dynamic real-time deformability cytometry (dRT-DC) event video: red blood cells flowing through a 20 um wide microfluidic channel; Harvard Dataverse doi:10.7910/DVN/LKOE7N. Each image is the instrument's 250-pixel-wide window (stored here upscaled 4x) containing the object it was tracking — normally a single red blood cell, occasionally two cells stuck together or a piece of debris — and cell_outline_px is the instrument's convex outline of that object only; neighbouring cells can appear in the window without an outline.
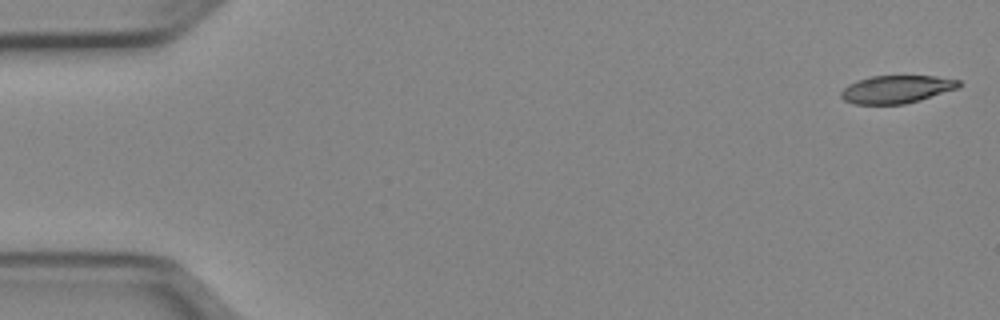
{"species": "Egyptian fruit bat (a non-hibernating species)", "species_latin": "Rousettus aegyptiacus", "temperature_condition": "cold", "stored_images_in_passage": 51, "camera_frame_rate_fps": 3000, "um_per_image_px": 0.085, "animal": {"sex": "female"}, "frame": {"image": 1, "passage_image": 1, "time_ms": 0.0, "image_size_px": [1000, 320], "cell_outline_px": [[964, 84], [960, 88], [920, 100], [904, 104], [852, 104], [844, 100], [840, 96], [840, 92], [848, 84], [856, 80], [872, 76], [936, 76], [960, 80]], "centroid_in_image_um": [76.24, 7.59], "position_along_channel_um": 8.8, "area_um2": 19.36}}
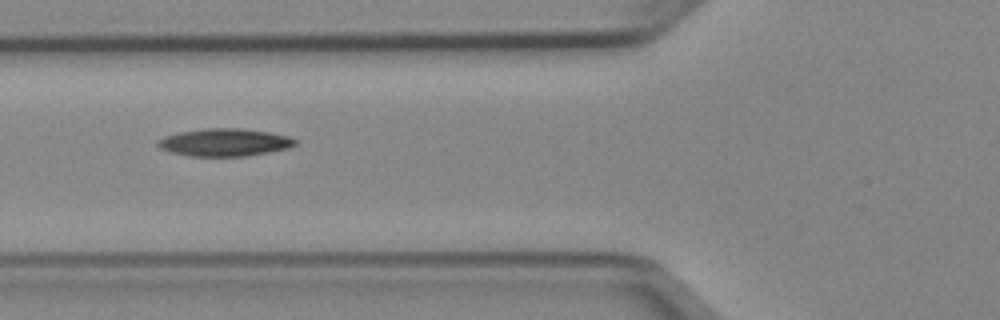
{"frame": {"image": 2, "passage_image": 19, "time_ms": 6.0, "image_size_px": [1000, 320], "cell_outline_px": [[296, 144], [288, 148], [268, 152], [244, 156], [188, 156], [172, 152], [160, 148], [156, 144], [156, 140], [164, 136], [180, 132], [204, 128], [240, 128], [268, 132], [288, 136], [296, 140]], "centroid_in_image_um": [19.05, 12.1], "position_along_channel_um": 106.8, "area_um2": 22.02}}
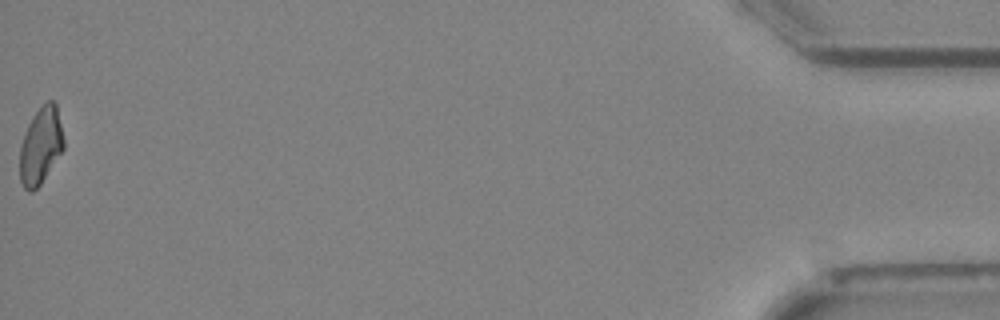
{"frame": {"image": 3, "passage_image": 51, "time_ms": 16.667, "image_size_px": [1000, 320], "cell_outline_px": [[64, 148], [40, 184], [32, 192], [28, 192], [24, 188], [20, 180], [20, 148], [28, 124], [36, 112], [48, 100], [52, 100], [56, 104], [64, 140]], "centroid_in_image_um": [3.46, 12.41], "position_along_channel_um": 431.7, "area_um2": 19.25}}